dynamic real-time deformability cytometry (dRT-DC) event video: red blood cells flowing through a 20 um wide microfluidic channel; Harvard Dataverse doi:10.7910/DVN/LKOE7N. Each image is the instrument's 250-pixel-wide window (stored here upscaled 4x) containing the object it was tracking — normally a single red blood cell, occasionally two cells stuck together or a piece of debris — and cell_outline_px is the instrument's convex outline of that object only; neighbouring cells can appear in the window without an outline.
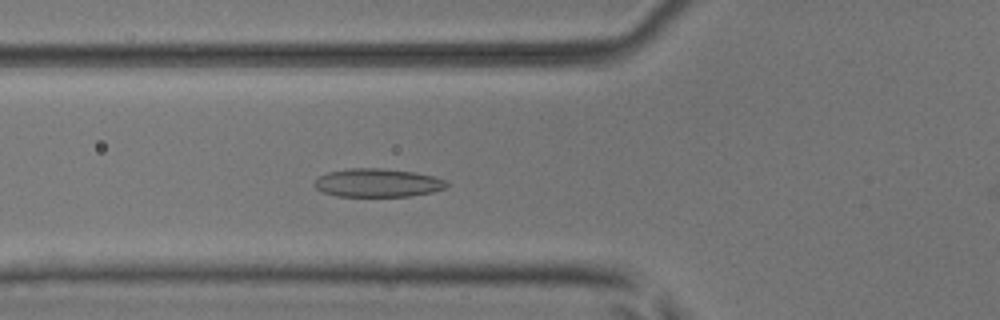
{"species": "common noctule bat (a hibernating species)", "species_latin": "Nyctalus noctula", "temperature_condition": "room temperature", "stored_images_in_passage": 54, "camera_frame_rate_fps": 3000, "um_per_image_px": 0.085, "animal": {"sex": "male", "body_mass_g": 17.9, "forearm_length_mm": 54.2}, "frame": {"image": 1, "passage_image": 21, "time_ms": 6.667, "image_size_px": [1000, 320], "cell_outline_px": [[448, 184], [444, 188], [432, 192], [412, 196], [336, 196], [324, 192], [316, 188], [312, 184], [320, 176], [328, 172], [348, 168], [380, 168], [412, 172], [432, 176], [444, 180]], "centroid_in_image_um": [32.06, 15.54], "position_along_channel_um": 93.7, "area_um2": 21.68}}
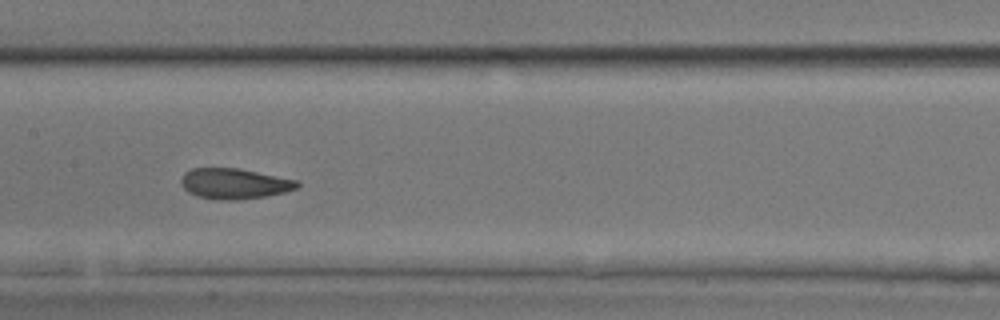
{"frame": {"image": 2, "passage_image": 28, "time_ms": 9.0, "image_size_px": [1000, 320], "cell_outline_px": [[300, 184], [296, 188], [284, 192], [264, 196], [232, 200], [216, 200], [196, 196], [188, 192], [180, 184], [180, 180], [184, 172], [192, 168], [240, 168], [300, 180]], "centroid_in_image_um": [19.91, 15.6], "position_along_channel_um": 187.5, "area_um2": 20.87}}
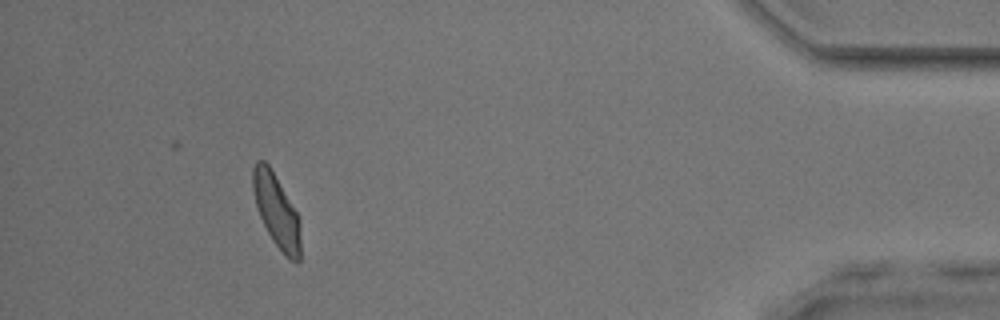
{"frame": {"image": 3, "passage_image": 49, "time_ms": 16.0, "image_size_px": [1000, 320], "cell_outline_px": [[300, 260], [296, 264], [272, 240], [260, 216], [256, 204], [252, 188], [252, 168], [256, 160], [264, 160], [268, 164], [296, 212], [300, 224]], "centroid_in_image_um": [23.48, 17.89], "position_along_channel_um": 411.7, "area_um2": 19.77}, "authors_computed_cell_mechanics": {"area_um2": 21.1259, "velocity_mm_per_s": 4.0202, "shape_relaxation_time_tau1_ms": 5.3063, "shape_relaxation_time_tau2_ms": 1.4015, "deformation_change_tau1": 0.1539, "deformation_change_tau2": 0.0603}}